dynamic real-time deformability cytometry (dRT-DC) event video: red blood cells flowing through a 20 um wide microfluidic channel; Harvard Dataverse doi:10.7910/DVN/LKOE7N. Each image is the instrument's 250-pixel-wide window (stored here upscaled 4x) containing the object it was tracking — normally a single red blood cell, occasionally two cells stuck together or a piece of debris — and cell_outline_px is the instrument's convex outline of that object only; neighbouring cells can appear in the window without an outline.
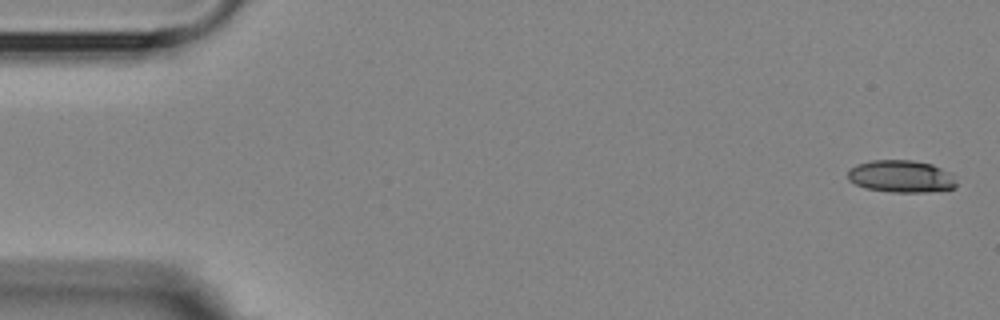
{"species": "Egyptian fruit bat (a non-hibernating species)", "species_latin": "Rousettus aegyptiacus", "temperature_condition": "room temperature", "stored_images_in_passage": 5, "camera_frame_rate_fps": 3000, "um_per_image_px": 0.085, "animal": {"sex": "female"}, "frame": {"image": 1, "passage_image": 1, "time_ms": 0.0, "image_size_px": [1000, 320], "cell_outline_px": [[956, 188], [928, 192], [892, 192], [868, 188], [856, 184], [848, 180], [848, 168], [856, 164], [872, 160], [912, 160], [932, 164], [948, 172], [952, 176], [956, 184]], "centroid_in_image_um": [76.57, 14.98], "position_along_channel_um": 8.4, "area_um2": 20.35}}
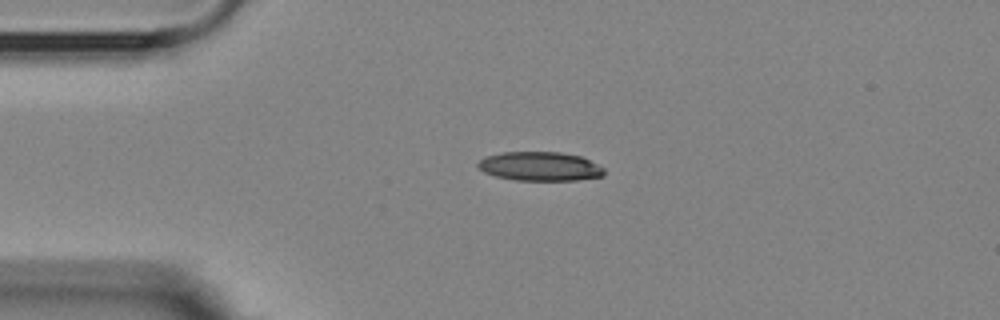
{"frame": {"image": 2, "passage_image": 4, "time_ms": 3.667, "image_size_px": [1000, 320], "cell_outline_px": [[604, 176], [576, 180], [516, 180], [496, 176], [484, 172], [476, 164], [484, 156], [500, 152], [560, 152], [580, 156], [604, 168]], "centroid_in_image_um": [45.87, 14.13], "position_along_channel_um": 39.1, "area_um2": 21.27}}
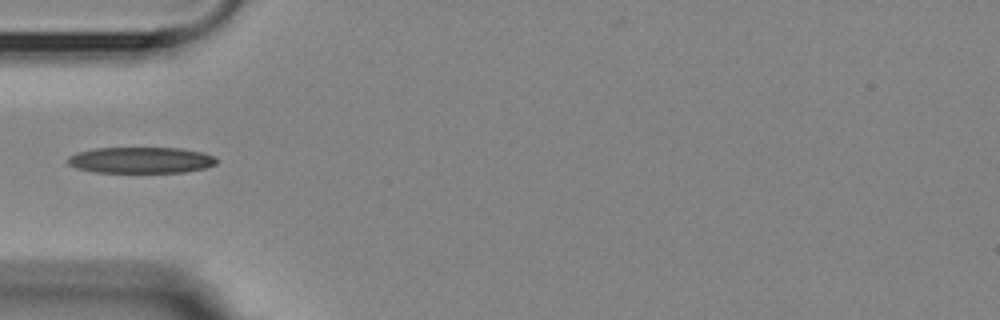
{"frame": {"image": 3, "passage_image": 5, "time_ms": 5.333, "image_size_px": [1000, 320], "cell_outline_px": [[216, 164], [204, 168], [184, 172], [92, 172], [76, 168], [68, 164], [68, 156], [76, 152], [92, 148], [180, 148], [200, 152], [212, 156], [216, 160]], "centroid_in_image_um": [11.9, 13.61], "position_along_channel_um": 73.1, "area_um2": 22.6}}